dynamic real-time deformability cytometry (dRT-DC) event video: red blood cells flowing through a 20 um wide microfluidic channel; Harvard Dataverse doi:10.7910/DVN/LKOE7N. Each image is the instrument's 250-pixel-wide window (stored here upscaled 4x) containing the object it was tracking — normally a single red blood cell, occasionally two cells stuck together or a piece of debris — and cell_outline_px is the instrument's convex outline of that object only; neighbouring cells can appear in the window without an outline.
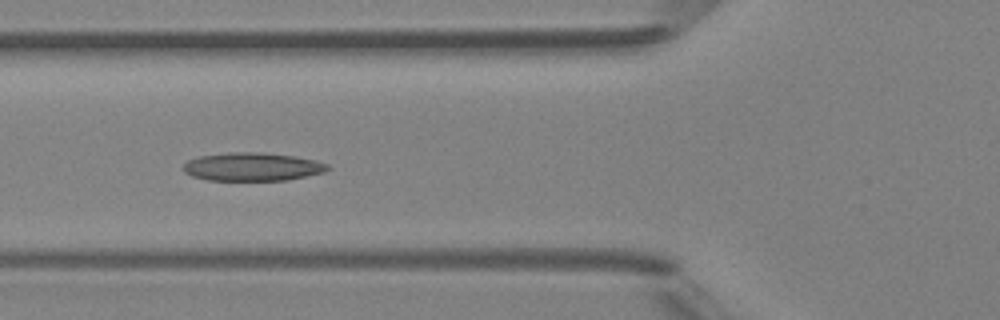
{"species": "Egyptian fruit bat (a non-hibernating species)", "species_latin": "Rousettus aegyptiacus", "temperature_condition": "room temperature", "stored_images_in_passage": 5, "camera_frame_rate_fps": 3000, "um_per_image_px": 0.085, "animal": {"sex": "female"}, "frame": {"image": 1, "passage_image": 4, "time_ms": 3.333, "image_size_px": [1000, 320], "cell_outline_px": [[332, 168], [324, 172], [288, 180], [208, 180], [192, 176], [184, 172], [180, 168], [188, 160], [200, 156], [232, 152], [260, 152], [296, 156], [316, 160], [328, 164]], "centroid_in_image_um": [21.46, 14.17], "position_along_channel_um": 104.3, "area_um2": 23.93}}
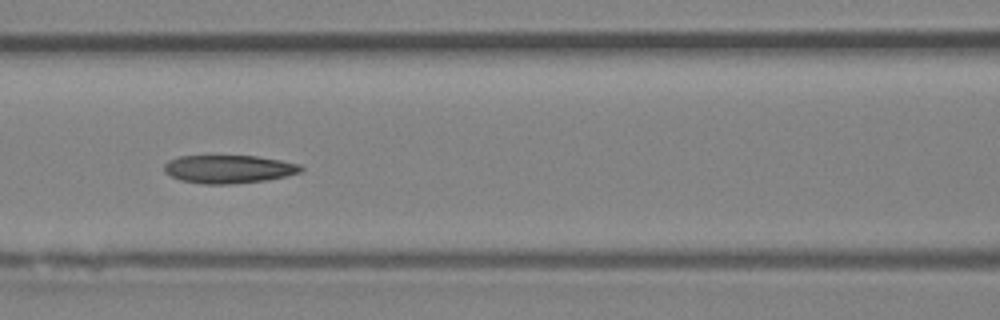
{"frame": {"image": 2, "passage_image": 5, "time_ms": 4.333, "image_size_px": [1000, 320], "cell_outline_px": [[304, 168], [300, 172], [268, 180], [228, 184], [204, 184], [180, 180], [164, 172], [164, 164], [168, 160], [176, 156], [256, 156], [280, 160], [300, 164]], "centroid_in_image_um": [19.41, 14.37], "position_along_channel_um": 147.2, "area_um2": 22.43}}